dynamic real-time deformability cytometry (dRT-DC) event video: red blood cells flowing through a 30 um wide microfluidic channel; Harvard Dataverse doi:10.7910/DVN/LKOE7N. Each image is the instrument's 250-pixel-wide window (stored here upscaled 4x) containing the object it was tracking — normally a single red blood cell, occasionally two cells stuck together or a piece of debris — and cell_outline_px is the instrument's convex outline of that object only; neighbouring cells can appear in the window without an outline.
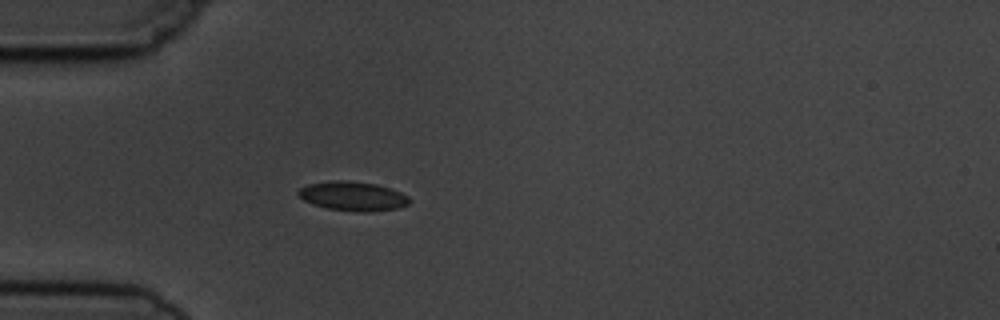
{"species": "common noctule bat (a hibernating species)", "species_latin": "Nyctalus noctula", "temperature_condition": "cold", "stored_images_in_passage": 3, "camera_frame_rate_fps": 3000, "um_per_image_px": 0.085, "animal": {"sex": "male", "body_mass_g": 19.5, "forearm_length_mm": 54.6}, "frame": {"image": 1, "passage_image": 3, "time_ms": 3.333, "image_size_px": [1000, 320], "cell_outline_px": [[412, 200], [408, 204], [400, 208], [372, 212], [360, 212], [328, 208], [312, 204], [304, 200], [296, 192], [300, 188], [308, 184], [332, 180], [348, 180], [376, 184], [400, 192], [408, 196]], "centroid_in_image_um": [30.01, 16.67], "position_along_channel_um": 55.0, "area_um2": 19.02}}